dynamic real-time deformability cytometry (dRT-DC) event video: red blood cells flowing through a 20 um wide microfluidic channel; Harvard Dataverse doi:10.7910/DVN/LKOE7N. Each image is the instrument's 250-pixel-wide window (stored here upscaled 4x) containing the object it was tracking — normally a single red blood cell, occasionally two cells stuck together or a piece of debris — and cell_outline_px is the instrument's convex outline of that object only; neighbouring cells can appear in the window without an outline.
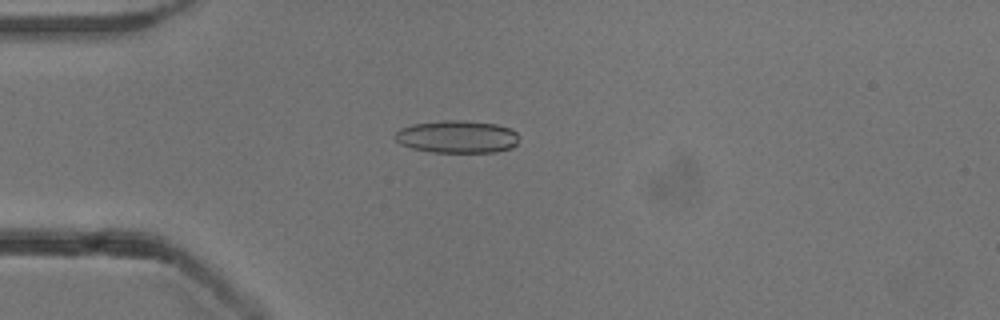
{"species": "common noctule bat (a hibernating species)", "species_latin": "Nyctalus noctula", "temperature_condition": "cold", "stored_images_in_passage": 41, "camera_frame_rate_fps": 3000, "um_per_image_px": 0.085, "animal": {"sex": "male", "body_mass_g": 13.3}, "frame": {"image": 1, "passage_image": 2, "time_ms": 0.333, "image_size_px": [1000, 320], "cell_outline_px": [[516, 144], [512, 148], [496, 152], [432, 152], [412, 148], [400, 144], [396, 140], [396, 132], [400, 128], [412, 124], [444, 120], [464, 120], [496, 124], [512, 128], [516, 132]], "centroid_in_image_um": [38.86, 11.62], "position_along_channel_um": 46.1, "area_um2": 23.52}}
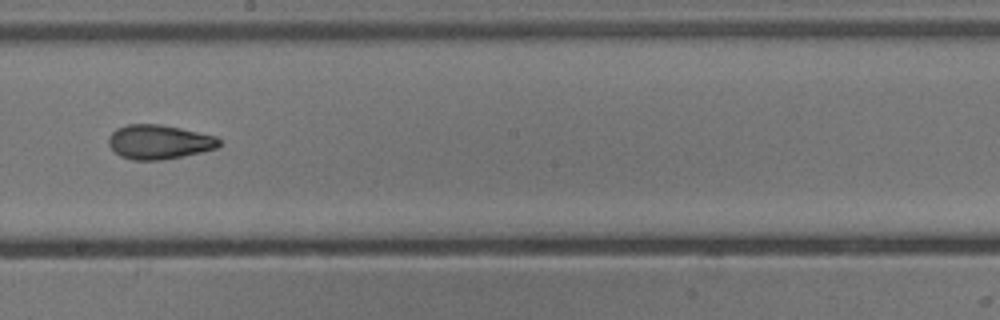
{"frame": {"image": 2, "passage_image": 18, "time_ms": 5.667, "image_size_px": [1000, 320], "cell_outline_px": [[224, 144], [216, 148], [200, 152], [164, 160], [132, 160], [120, 156], [108, 144], [108, 136], [116, 128], [128, 124], [160, 124], [180, 128], [216, 136]], "centroid_in_image_um": [13.52, 12.06], "position_along_channel_um": 234.7, "area_um2": 22.2}}
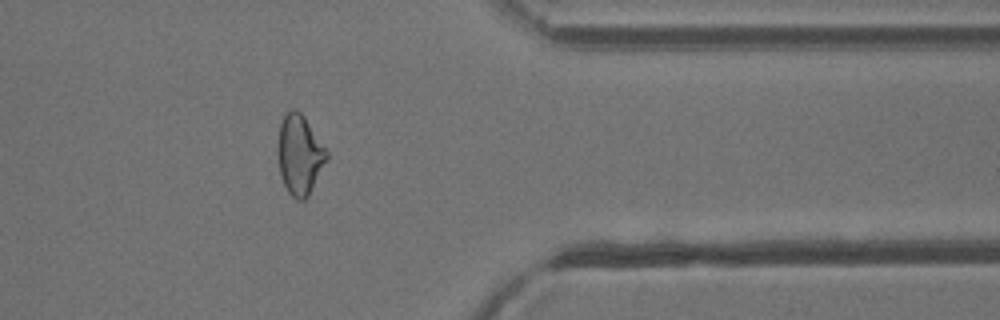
{"frame": {"image": 3, "passage_image": 31, "time_ms": 10.0, "image_size_px": [1000, 320], "cell_outline_px": [[328, 160], [308, 196], [304, 200], [296, 200], [288, 192], [284, 184], [280, 172], [280, 124], [284, 116], [292, 108], [296, 108], [304, 116], [328, 152]], "centroid_in_image_um": [25.52, 13.17], "position_along_channel_um": 385.9, "area_um2": 22.14}, "authors_computed_cell_mechanics": {"area_um2": 22.1374, "velocity_mm_per_s": 3.8481, "shape_relaxation_time_tau1_ms": null, "shape_relaxation_time_tau2_ms": 2.4711, "deformation_change_tau1": null, "deformation_change_tau2": 0.096}}